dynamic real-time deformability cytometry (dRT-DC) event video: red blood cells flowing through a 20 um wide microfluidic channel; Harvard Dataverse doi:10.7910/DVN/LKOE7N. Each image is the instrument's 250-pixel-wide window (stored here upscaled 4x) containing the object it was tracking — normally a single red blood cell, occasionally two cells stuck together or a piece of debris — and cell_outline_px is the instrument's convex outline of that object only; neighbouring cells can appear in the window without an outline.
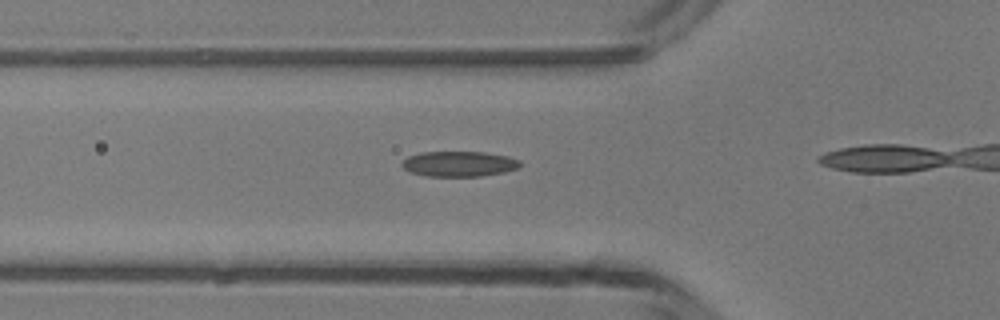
{"species": "common noctule bat (a hibernating species)", "species_latin": "Nyctalus noctula", "temperature_condition": "room temperature", "stored_images_in_passage": 3, "camera_frame_rate_fps": 3000, "um_per_image_px": 0.085, "animal": {"sex": "male", "body_mass_g": 13.3}, "frame": {"image": 1, "passage_image": 3, "time_ms": 2.333, "image_size_px": [1000, 320], "cell_outline_px": [[520, 168], [504, 172], [480, 176], [428, 176], [408, 172], [400, 164], [408, 156], [420, 152], [484, 152], [508, 156], [520, 160]], "centroid_in_image_um": [39.01, 13.93], "position_along_channel_um": 86.8, "area_um2": 17.51}}